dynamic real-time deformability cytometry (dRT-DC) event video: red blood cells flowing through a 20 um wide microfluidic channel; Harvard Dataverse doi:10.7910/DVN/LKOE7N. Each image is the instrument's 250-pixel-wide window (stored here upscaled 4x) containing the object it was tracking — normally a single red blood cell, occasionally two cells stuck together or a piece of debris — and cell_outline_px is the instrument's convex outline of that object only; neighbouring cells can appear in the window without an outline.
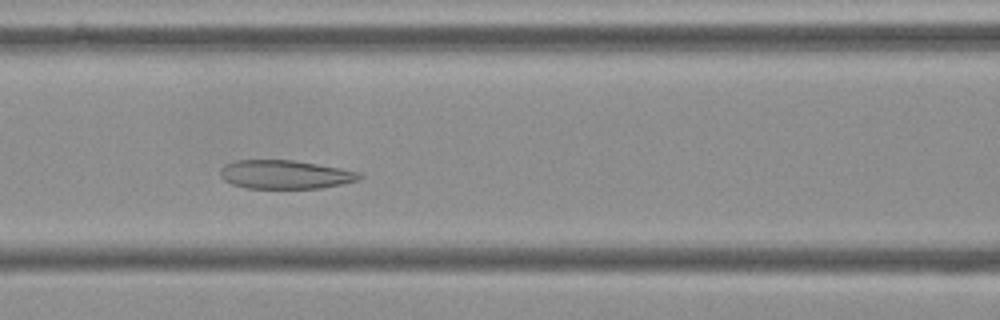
{"species": "Egyptian fruit bat (a non-hibernating species)", "species_latin": "Rousettus aegyptiacus", "temperature_condition": "cold", "stored_images_in_passage": 52, "camera_frame_rate_fps": 3000, "um_per_image_px": 0.085, "frame": {"image": 1, "passage_image": 20, "time_ms": 6.333, "image_size_px": [1000, 320], "cell_outline_px": [[364, 176], [360, 180], [320, 188], [244, 188], [232, 184], [224, 180], [220, 176], [220, 172], [224, 164], [236, 160], [292, 160], [340, 168], [360, 172]], "centroid_in_image_um": [24.23, 14.83], "position_along_channel_um": 142.4, "area_um2": 23.24}}
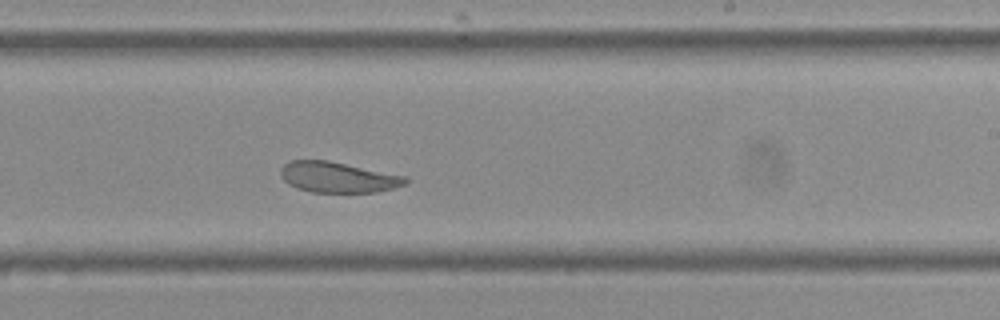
{"frame": {"image": 2, "passage_image": 30, "time_ms": 9.667, "image_size_px": [1000, 320], "cell_outline_px": [[408, 180], [404, 184], [392, 188], [376, 192], [312, 192], [296, 188], [288, 184], [280, 176], [280, 168], [284, 164], [292, 160], [328, 160], [408, 176]], "centroid_in_image_um": [28.7, 15.06], "position_along_channel_um": 260.3, "area_um2": 22.37}}
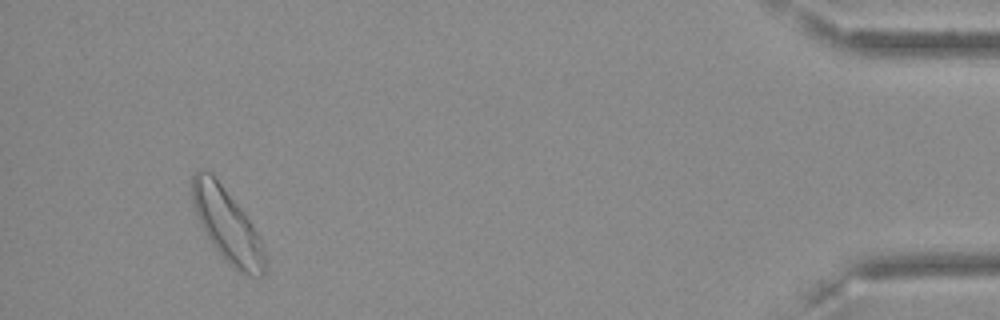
{"frame": {"image": 3, "passage_image": 49, "time_ms": 16.0, "image_size_px": [1000, 320], "cell_outline_px": [[268, 264], [264, 276], [248, 276], [236, 272], [228, 264], [212, 244], [192, 204], [192, 176], [200, 168], [212, 172], [244, 212], [256, 232], [260, 240]], "centroid_in_image_um": [19.34, 19.17], "position_along_channel_um": 415.9, "area_um2": 30.98}, "authors_computed_cell_mechanics": {"area_um2": 25.143, "velocity_mm_per_s": 3.5423, "shape_relaxation_time_tau1_ms": null, "shape_relaxation_time_tau2_ms": 1.9405, "deformation_change_tau1": null, "deformation_change_tau2": 0.0787}}